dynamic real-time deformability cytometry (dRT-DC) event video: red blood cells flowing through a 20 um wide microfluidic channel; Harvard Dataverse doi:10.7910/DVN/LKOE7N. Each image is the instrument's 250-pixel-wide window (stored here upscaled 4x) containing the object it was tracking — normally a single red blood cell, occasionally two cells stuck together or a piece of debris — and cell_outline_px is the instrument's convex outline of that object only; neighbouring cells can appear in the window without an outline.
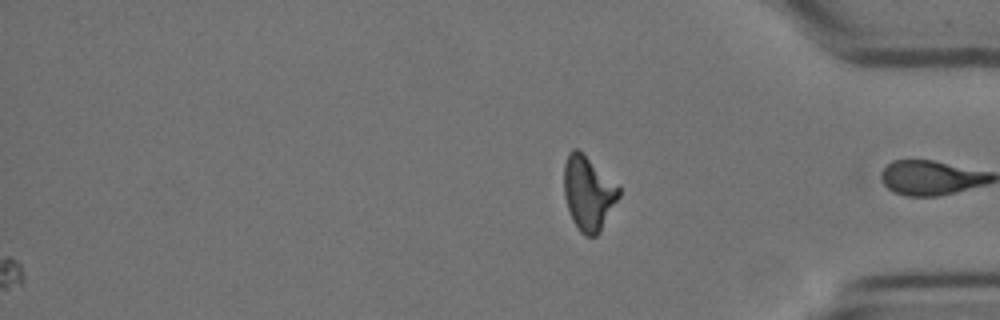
{"species": "Egyptian fruit bat (a non-hibernating species)", "species_latin": "Rousettus aegyptiacus", "temperature_condition": "cold", "stored_images_in_passage": 57, "camera_frame_rate_fps": 3000, "um_per_image_px": 0.085, "animal": {"sex": "female"}, "frame": {"image": 1, "passage_image": 57, "time_ms": 18.667, "image_size_px": [1000, 320], "cell_outline_px": [[620, 196], [600, 232], [596, 236], [584, 236], [580, 232], [572, 220], [564, 196], [564, 164], [568, 152], [572, 148], [576, 148], [620, 188]], "centroid_in_image_um": [49.99, 16.45], "position_along_channel_um": 385.2, "area_um2": 23.41}}